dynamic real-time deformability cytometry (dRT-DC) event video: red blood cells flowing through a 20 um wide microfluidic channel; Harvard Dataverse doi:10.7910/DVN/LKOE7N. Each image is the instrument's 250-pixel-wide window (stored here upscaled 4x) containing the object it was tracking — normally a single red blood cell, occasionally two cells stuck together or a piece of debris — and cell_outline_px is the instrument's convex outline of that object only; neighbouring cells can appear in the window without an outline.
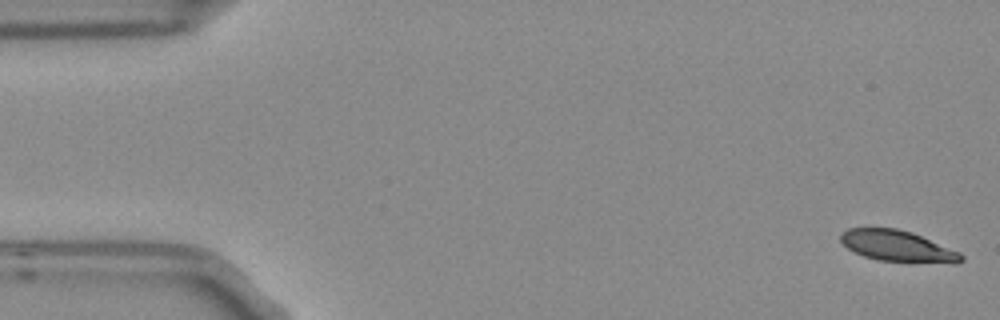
{"species": "Egyptian fruit bat (a non-hibernating species)", "species_latin": "Rousettus aegyptiacus", "temperature_condition": "room temperature", "stored_images_in_passage": 5, "camera_frame_rate_fps": 3000, "um_per_image_px": 0.085, "frame": {"image": 1, "passage_image": 1, "time_ms": 0.0, "image_size_px": [1000, 320], "cell_outline_px": [[964, 260], [956, 264], [952, 264], [876, 260], [864, 256], [848, 248], [840, 240], [840, 232], [848, 228], [896, 228], [912, 232], [960, 252], [964, 256]], "centroid_in_image_um": [76.33, 20.92], "position_along_channel_um": 8.7, "area_um2": 22.02}}